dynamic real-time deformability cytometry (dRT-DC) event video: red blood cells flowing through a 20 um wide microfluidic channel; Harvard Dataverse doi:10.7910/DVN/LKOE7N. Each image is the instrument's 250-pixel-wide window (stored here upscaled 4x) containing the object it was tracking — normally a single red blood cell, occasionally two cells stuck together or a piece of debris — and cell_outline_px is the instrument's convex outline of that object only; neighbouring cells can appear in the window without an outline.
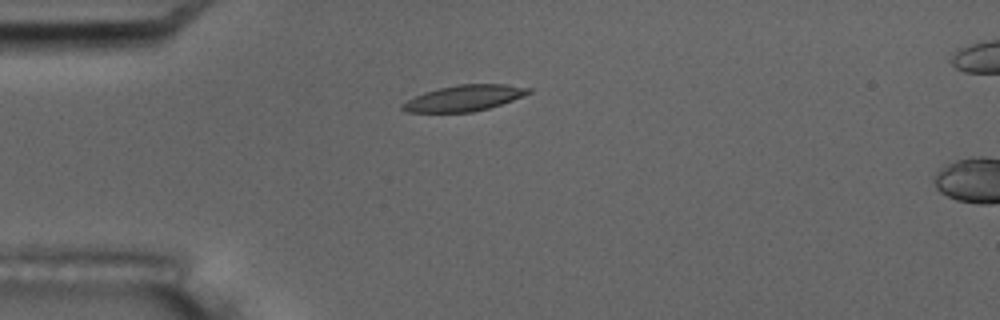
{"species": "common noctule bat (a hibernating species)", "species_latin": "Nyctalus noctula", "temperature_condition": "room temperature", "stored_images_in_passage": 11, "camera_frame_rate_fps": 3000, "um_per_image_px": 0.085, "animal": {"sex": "male", "body_mass_g": 17.5, "forearm_length_mm": 52.3}, "frame": {"image": 1, "passage_image": 4, "time_ms": 4.333, "image_size_px": [1000, 320], "cell_outline_px": [[532, 92], [512, 100], [488, 108], [472, 112], [408, 112], [400, 108], [400, 104], [424, 92], [440, 88], [460, 84], [504, 84], [532, 88]], "centroid_in_image_um": [39.45, 8.33], "position_along_channel_um": 45.6, "area_um2": 18.84}}
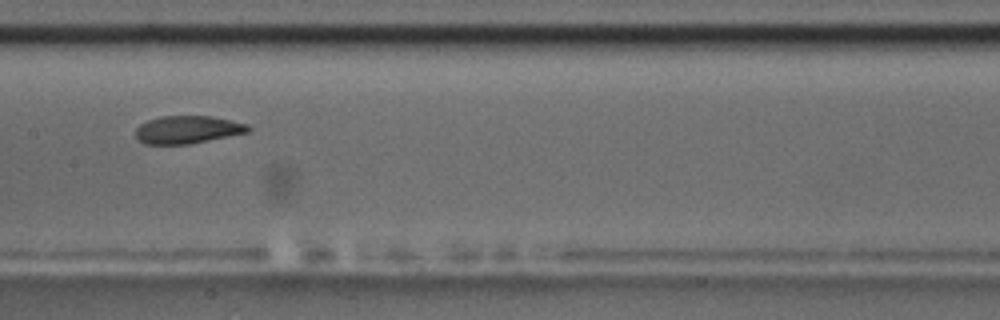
{"frame": {"image": 2, "passage_image": 8, "time_ms": 9.0, "image_size_px": [1000, 320], "cell_outline_px": [[252, 128], [248, 132], [188, 144], [144, 144], [136, 136], [136, 128], [140, 124], [148, 120], [160, 116], [212, 116], [248, 124]], "centroid_in_image_um": [15.94, 11.01], "position_along_channel_um": 191.5, "area_um2": 18.09}}